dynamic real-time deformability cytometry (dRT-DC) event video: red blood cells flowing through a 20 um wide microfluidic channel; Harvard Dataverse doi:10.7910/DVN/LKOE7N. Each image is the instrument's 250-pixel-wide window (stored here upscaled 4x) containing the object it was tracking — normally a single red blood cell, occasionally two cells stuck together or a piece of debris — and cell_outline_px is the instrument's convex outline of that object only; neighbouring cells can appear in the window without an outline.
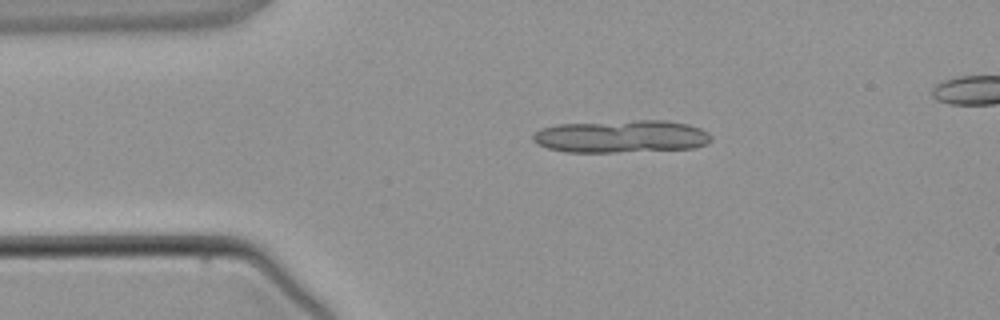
{"species": "common noctule bat (a hibernating species)", "species_latin": "Nyctalus noctula", "temperature_condition": "warm", "stored_images_in_passage": 5, "segment_of_instrument_passage": [1, 2], "camera_frame_rate_fps": 3000, "um_per_image_px": 0.085, "animal": {"sex": "male", "body_mass_g": 21.5, "forearm_length_mm": 52.0}, "frame": {"image": 1, "passage_image": 2, "time_ms": 1.0, "image_size_px": [1000, 320], "cell_outline_px": [[712, 140], [708, 144], [692, 148], [616, 152], [564, 152], [548, 148], [536, 144], [532, 140], [532, 136], [540, 128], [556, 124], [636, 120], [664, 120], [688, 124], [700, 128], [708, 132], [712, 136]], "centroid_in_image_um": [52.8, 11.59], "position_along_channel_um": 32.2, "area_um2": 34.1}}